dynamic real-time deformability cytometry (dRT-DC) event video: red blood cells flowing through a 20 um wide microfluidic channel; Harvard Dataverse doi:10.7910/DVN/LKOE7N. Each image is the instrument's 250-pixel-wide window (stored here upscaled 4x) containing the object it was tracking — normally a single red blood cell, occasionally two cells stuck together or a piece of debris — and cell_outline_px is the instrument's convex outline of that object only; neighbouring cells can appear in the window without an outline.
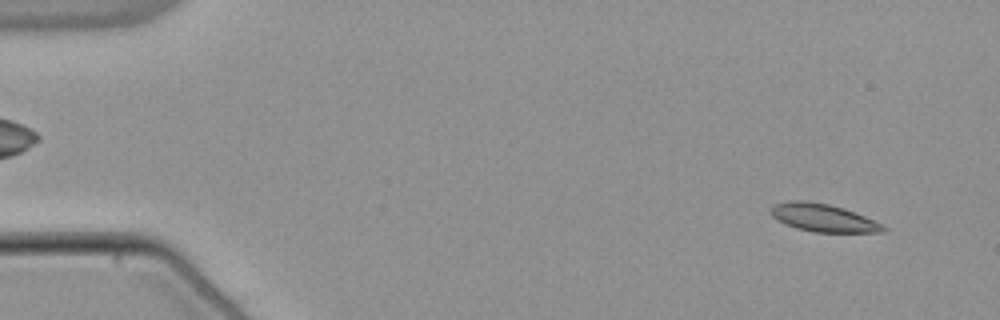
{"species": "common noctule bat (a hibernating species)", "species_latin": "Nyctalus noctula", "temperature_condition": "warm", "stored_images_in_passage": 17, "camera_frame_rate_fps": 3000, "um_per_image_px": 0.085, "animal": {"sex": "male", "body_mass_g": 21.5, "forearm_length_mm": 52.0}, "frame": {"image": 1, "passage_image": 4, "time_ms": 1.0, "image_size_px": [1000, 320], "cell_outline_px": [[888, 228], [884, 232], [812, 232], [796, 228], [784, 224], [772, 216], [768, 212], [776, 204], [792, 200], [800, 200], [828, 204], [844, 208], [864, 216]], "centroid_in_image_um": [69.94, 18.52], "position_along_channel_um": 15.1, "area_um2": 18.03}}
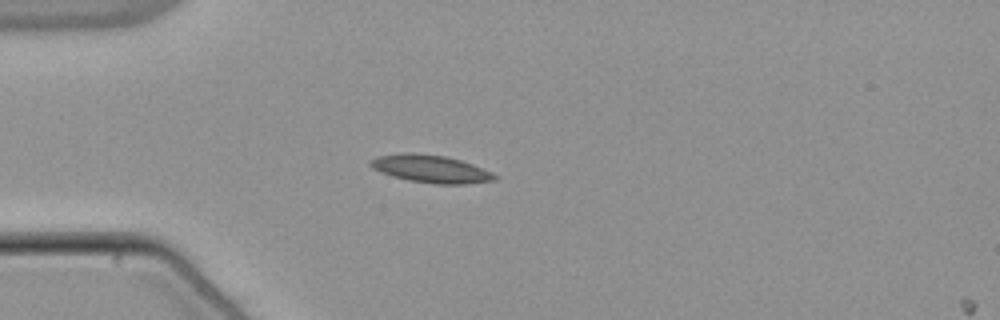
{"frame": {"image": 2, "passage_image": 15, "time_ms": 4.667, "image_size_px": [1000, 320], "cell_outline_px": [[500, 176], [496, 180], [464, 184], [432, 184], [408, 180], [392, 176], [380, 172], [372, 168], [368, 164], [372, 160], [380, 156], [408, 152], [412, 152], [444, 156], [460, 160], [472, 164], [492, 172]], "centroid_in_image_um": [36.64, 14.36], "position_along_channel_um": 48.4, "area_um2": 20.0}}